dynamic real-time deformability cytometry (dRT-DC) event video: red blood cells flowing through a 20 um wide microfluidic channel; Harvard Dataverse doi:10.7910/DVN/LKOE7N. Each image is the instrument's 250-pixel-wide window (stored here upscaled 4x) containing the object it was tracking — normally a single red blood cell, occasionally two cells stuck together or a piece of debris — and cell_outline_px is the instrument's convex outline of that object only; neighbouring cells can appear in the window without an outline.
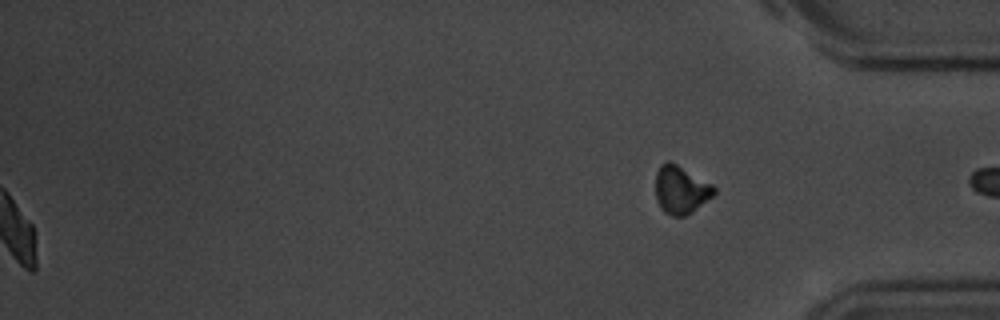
{"species": "common noctule bat (a hibernating species)", "species_latin": "Nyctalus noctula", "temperature_condition": "room temperature", "stored_images_in_passage": 57, "segment_of_instrument_passage": [2, 2], "camera_frame_rate_fps": 3000, "um_per_image_px": 0.085, "animal": {"sex": "male", "body_mass_g": 20.1, "forearm_length_mm": 53.5}, "frame": {"image": 1, "passage_image": 57, "time_ms": 18.667, "image_size_px": [1000, 320], "cell_outline_px": [[716, 192], [712, 196], [692, 212], [684, 216], [672, 216], [664, 212], [660, 208], [656, 200], [656, 172], [660, 164], [668, 160], [676, 164], [712, 184], [716, 188]], "centroid_in_image_um": [57.85, 16.13], "position_along_channel_um": 377.4, "area_um2": 16.3}}